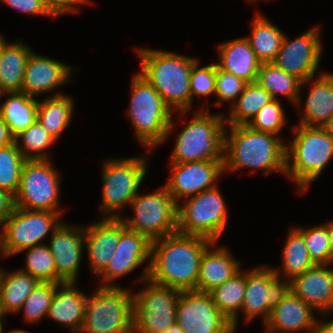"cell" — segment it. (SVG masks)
<instances>
[{
    "mask_svg": "<svg viewBox=\"0 0 333 333\" xmlns=\"http://www.w3.org/2000/svg\"><path fill=\"white\" fill-rule=\"evenodd\" d=\"M211 240L174 233L151 242L150 263L140 281L149 280L180 291L196 290L199 268Z\"/></svg>",
    "mask_w": 333,
    "mask_h": 333,
    "instance_id": "1",
    "label": "cell"
},
{
    "mask_svg": "<svg viewBox=\"0 0 333 333\" xmlns=\"http://www.w3.org/2000/svg\"><path fill=\"white\" fill-rule=\"evenodd\" d=\"M142 71L138 73L171 108L185 114L191 109L190 75L195 58L168 51L139 49Z\"/></svg>",
    "mask_w": 333,
    "mask_h": 333,
    "instance_id": "2",
    "label": "cell"
},
{
    "mask_svg": "<svg viewBox=\"0 0 333 333\" xmlns=\"http://www.w3.org/2000/svg\"><path fill=\"white\" fill-rule=\"evenodd\" d=\"M224 136V171L244 167L286 173V145L274 134L253 130L248 125H229ZM227 152V153H226Z\"/></svg>",
    "mask_w": 333,
    "mask_h": 333,
    "instance_id": "3",
    "label": "cell"
},
{
    "mask_svg": "<svg viewBox=\"0 0 333 333\" xmlns=\"http://www.w3.org/2000/svg\"><path fill=\"white\" fill-rule=\"evenodd\" d=\"M128 115L135 127L138 140L147 147L163 142L172 131L173 110L142 76L132 80V96Z\"/></svg>",
    "mask_w": 333,
    "mask_h": 333,
    "instance_id": "4",
    "label": "cell"
},
{
    "mask_svg": "<svg viewBox=\"0 0 333 333\" xmlns=\"http://www.w3.org/2000/svg\"><path fill=\"white\" fill-rule=\"evenodd\" d=\"M295 130L297 134L291 147L286 145L285 174L293 178L302 192L333 156V138L321 127L299 125Z\"/></svg>",
    "mask_w": 333,
    "mask_h": 333,
    "instance_id": "5",
    "label": "cell"
},
{
    "mask_svg": "<svg viewBox=\"0 0 333 333\" xmlns=\"http://www.w3.org/2000/svg\"><path fill=\"white\" fill-rule=\"evenodd\" d=\"M200 111L179 134L171 163L224 159L223 116Z\"/></svg>",
    "mask_w": 333,
    "mask_h": 333,
    "instance_id": "6",
    "label": "cell"
},
{
    "mask_svg": "<svg viewBox=\"0 0 333 333\" xmlns=\"http://www.w3.org/2000/svg\"><path fill=\"white\" fill-rule=\"evenodd\" d=\"M133 295L119 286L99 287L87 297L83 333H132Z\"/></svg>",
    "mask_w": 333,
    "mask_h": 333,
    "instance_id": "7",
    "label": "cell"
},
{
    "mask_svg": "<svg viewBox=\"0 0 333 333\" xmlns=\"http://www.w3.org/2000/svg\"><path fill=\"white\" fill-rule=\"evenodd\" d=\"M224 199L215 186L190 197L185 205L178 204V233L200 236L217 243L227 223Z\"/></svg>",
    "mask_w": 333,
    "mask_h": 333,
    "instance_id": "8",
    "label": "cell"
},
{
    "mask_svg": "<svg viewBox=\"0 0 333 333\" xmlns=\"http://www.w3.org/2000/svg\"><path fill=\"white\" fill-rule=\"evenodd\" d=\"M130 205L135 213L133 219L118 214L109 217H120L126 228L145 235L151 242L178 232V204L165 187L153 194H137Z\"/></svg>",
    "mask_w": 333,
    "mask_h": 333,
    "instance_id": "9",
    "label": "cell"
},
{
    "mask_svg": "<svg viewBox=\"0 0 333 333\" xmlns=\"http://www.w3.org/2000/svg\"><path fill=\"white\" fill-rule=\"evenodd\" d=\"M145 281L151 285L133 296L132 333H163L176 322L181 291L148 278Z\"/></svg>",
    "mask_w": 333,
    "mask_h": 333,
    "instance_id": "10",
    "label": "cell"
},
{
    "mask_svg": "<svg viewBox=\"0 0 333 333\" xmlns=\"http://www.w3.org/2000/svg\"><path fill=\"white\" fill-rule=\"evenodd\" d=\"M48 160L24 162L19 187L14 195L15 207L62 213L58 209L59 175Z\"/></svg>",
    "mask_w": 333,
    "mask_h": 333,
    "instance_id": "11",
    "label": "cell"
},
{
    "mask_svg": "<svg viewBox=\"0 0 333 333\" xmlns=\"http://www.w3.org/2000/svg\"><path fill=\"white\" fill-rule=\"evenodd\" d=\"M59 213L50 211L27 210L15 207L5 220L3 232L0 233L2 254L10 256L27 248L39 245L51 230L59 227L56 221Z\"/></svg>",
    "mask_w": 333,
    "mask_h": 333,
    "instance_id": "12",
    "label": "cell"
},
{
    "mask_svg": "<svg viewBox=\"0 0 333 333\" xmlns=\"http://www.w3.org/2000/svg\"><path fill=\"white\" fill-rule=\"evenodd\" d=\"M146 160V157H132L104 163L102 213L122 210L125 205L131 204L147 171Z\"/></svg>",
    "mask_w": 333,
    "mask_h": 333,
    "instance_id": "13",
    "label": "cell"
},
{
    "mask_svg": "<svg viewBox=\"0 0 333 333\" xmlns=\"http://www.w3.org/2000/svg\"><path fill=\"white\" fill-rule=\"evenodd\" d=\"M176 323L185 333H234L231 322L216 308L208 292H180Z\"/></svg>",
    "mask_w": 333,
    "mask_h": 333,
    "instance_id": "14",
    "label": "cell"
},
{
    "mask_svg": "<svg viewBox=\"0 0 333 333\" xmlns=\"http://www.w3.org/2000/svg\"><path fill=\"white\" fill-rule=\"evenodd\" d=\"M246 272V287L242 310L246 320L263 315L264 323L271 310L290 291V281H280L278 270L258 267Z\"/></svg>",
    "mask_w": 333,
    "mask_h": 333,
    "instance_id": "15",
    "label": "cell"
},
{
    "mask_svg": "<svg viewBox=\"0 0 333 333\" xmlns=\"http://www.w3.org/2000/svg\"><path fill=\"white\" fill-rule=\"evenodd\" d=\"M319 33V28L314 27L291 42L284 36L273 61L283 71L298 78L301 85L308 83L318 68L322 53Z\"/></svg>",
    "mask_w": 333,
    "mask_h": 333,
    "instance_id": "16",
    "label": "cell"
},
{
    "mask_svg": "<svg viewBox=\"0 0 333 333\" xmlns=\"http://www.w3.org/2000/svg\"><path fill=\"white\" fill-rule=\"evenodd\" d=\"M171 177L165 188L178 204L182 197L194 196L216 185L224 170L223 160L171 163ZM213 184V185H212Z\"/></svg>",
    "mask_w": 333,
    "mask_h": 333,
    "instance_id": "17",
    "label": "cell"
},
{
    "mask_svg": "<svg viewBox=\"0 0 333 333\" xmlns=\"http://www.w3.org/2000/svg\"><path fill=\"white\" fill-rule=\"evenodd\" d=\"M151 255V241L136 231L125 227L121 219V235L107 267L100 273L107 284L102 287H114L113 279L126 275ZM110 283V284H108Z\"/></svg>",
    "mask_w": 333,
    "mask_h": 333,
    "instance_id": "18",
    "label": "cell"
},
{
    "mask_svg": "<svg viewBox=\"0 0 333 333\" xmlns=\"http://www.w3.org/2000/svg\"><path fill=\"white\" fill-rule=\"evenodd\" d=\"M84 242V228L61 224L51 236L50 251L54 257L56 283L76 282Z\"/></svg>",
    "mask_w": 333,
    "mask_h": 333,
    "instance_id": "19",
    "label": "cell"
},
{
    "mask_svg": "<svg viewBox=\"0 0 333 333\" xmlns=\"http://www.w3.org/2000/svg\"><path fill=\"white\" fill-rule=\"evenodd\" d=\"M290 290L313 309H333V270L315 265L290 281Z\"/></svg>",
    "mask_w": 333,
    "mask_h": 333,
    "instance_id": "20",
    "label": "cell"
},
{
    "mask_svg": "<svg viewBox=\"0 0 333 333\" xmlns=\"http://www.w3.org/2000/svg\"><path fill=\"white\" fill-rule=\"evenodd\" d=\"M71 67L32 51L24 71L21 92L33 97L48 91L69 80Z\"/></svg>",
    "mask_w": 333,
    "mask_h": 333,
    "instance_id": "21",
    "label": "cell"
},
{
    "mask_svg": "<svg viewBox=\"0 0 333 333\" xmlns=\"http://www.w3.org/2000/svg\"><path fill=\"white\" fill-rule=\"evenodd\" d=\"M120 235V217H107L103 221L84 228V243L86 242L91 267L97 275L110 262Z\"/></svg>",
    "mask_w": 333,
    "mask_h": 333,
    "instance_id": "22",
    "label": "cell"
},
{
    "mask_svg": "<svg viewBox=\"0 0 333 333\" xmlns=\"http://www.w3.org/2000/svg\"><path fill=\"white\" fill-rule=\"evenodd\" d=\"M312 310L311 306L290 290L284 299L272 308L270 316L264 324L269 333L282 330L293 333L303 329L317 333L318 322L313 317Z\"/></svg>",
    "mask_w": 333,
    "mask_h": 333,
    "instance_id": "23",
    "label": "cell"
},
{
    "mask_svg": "<svg viewBox=\"0 0 333 333\" xmlns=\"http://www.w3.org/2000/svg\"><path fill=\"white\" fill-rule=\"evenodd\" d=\"M220 59L216 65L246 83L257 81L261 62L256 58L246 38L235 39L219 45Z\"/></svg>",
    "mask_w": 333,
    "mask_h": 333,
    "instance_id": "24",
    "label": "cell"
},
{
    "mask_svg": "<svg viewBox=\"0 0 333 333\" xmlns=\"http://www.w3.org/2000/svg\"><path fill=\"white\" fill-rule=\"evenodd\" d=\"M75 282H62L56 287L55 295L47 316L67 325L73 331H80L84 322L87 296L75 288ZM61 290L57 291L58 289Z\"/></svg>",
    "mask_w": 333,
    "mask_h": 333,
    "instance_id": "25",
    "label": "cell"
},
{
    "mask_svg": "<svg viewBox=\"0 0 333 333\" xmlns=\"http://www.w3.org/2000/svg\"><path fill=\"white\" fill-rule=\"evenodd\" d=\"M208 247L201 259L196 290L210 292L222 285L240 271L235 261L224 247L210 251Z\"/></svg>",
    "mask_w": 333,
    "mask_h": 333,
    "instance_id": "26",
    "label": "cell"
},
{
    "mask_svg": "<svg viewBox=\"0 0 333 333\" xmlns=\"http://www.w3.org/2000/svg\"><path fill=\"white\" fill-rule=\"evenodd\" d=\"M300 125L321 127L333 115V75L320 74L306 99ZM304 115V116H303Z\"/></svg>",
    "mask_w": 333,
    "mask_h": 333,
    "instance_id": "27",
    "label": "cell"
},
{
    "mask_svg": "<svg viewBox=\"0 0 333 333\" xmlns=\"http://www.w3.org/2000/svg\"><path fill=\"white\" fill-rule=\"evenodd\" d=\"M31 50L23 42L3 45L0 54V97L6 92H21L24 71Z\"/></svg>",
    "mask_w": 333,
    "mask_h": 333,
    "instance_id": "28",
    "label": "cell"
},
{
    "mask_svg": "<svg viewBox=\"0 0 333 333\" xmlns=\"http://www.w3.org/2000/svg\"><path fill=\"white\" fill-rule=\"evenodd\" d=\"M11 96L0 105V117L13 136L29 128L37 120L38 102L23 92H8Z\"/></svg>",
    "mask_w": 333,
    "mask_h": 333,
    "instance_id": "29",
    "label": "cell"
},
{
    "mask_svg": "<svg viewBox=\"0 0 333 333\" xmlns=\"http://www.w3.org/2000/svg\"><path fill=\"white\" fill-rule=\"evenodd\" d=\"M74 109L73 100L62 93L38 102L37 121L46 131L57 139L71 120Z\"/></svg>",
    "mask_w": 333,
    "mask_h": 333,
    "instance_id": "30",
    "label": "cell"
},
{
    "mask_svg": "<svg viewBox=\"0 0 333 333\" xmlns=\"http://www.w3.org/2000/svg\"><path fill=\"white\" fill-rule=\"evenodd\" d=\"M40 282L23 271L7 274L0 278V299L5 313L18 312L21 306Z\"/></svg>",
    "mask_w": 333,
    "mask_h": 333,
    "instance_id": "31",
    "label": "cell"
},
{
    "mask_svg": "<svg viewBox=\"0 0 333 333\" xmlns=\"http://www.w3.org/2000/svg\"><path fill=\"white\" fill-rule=\"evenodd\" d=\"M246 287V273L238 272L222 285L210 291L216 308L231 322L236 330L238 311L242 309Z\"/></svg>",
    "mask_w": 333,
    "mask_h": 333,
    "instance_id": "32",
    "label": "cell"
},
{
    "mask_svg": "<svg viewBox=\"0 0 333 333\" xmlns=\"http://www.w3.org/2000/svg\"><path fill=\"white\" fill-rule=\"evenodd\" d=\"M252 36H246L256 58L261 62H273L281 49L284 34L278 27L257 14L253 21Z\"/></svg>",
    "mask_w": 333,
    "mask_h": 333,
    "instance_id": "33",
    "label": "cell"
},
{
    "mask_svg": "<svg viewBox=\"0 0 333 333\" xmlns=\"http://www.w3.org/2000/svg\"><path fill=\"white\" fill-rule=\"evenodd\" d=\"M256 82L265 88L273 99L276 100V96L282 94L288 97V101H293L299 106L301 101L299 93L302 82L295 76L283 71L275 63H261Z\"/></svg>",
    "mask_w": 333,
    "mask_h": 333,
    "instance_id": "34",
    "label": "cell"
},
{
    "mask_svg": "<svg viewBox=\"0 0 333 333\" xmlns=\"http://www.w3.org/2000/svg\"><path fill=\"white\" fill-rule=\"evenodd\" d=\"M271 94L257 82L247 83L240 94L239 100L231 107L229 119L225 121L228 125H248L256 116L258 111L272 101Z\"/></svg>",
    "mask_w": 333,
    "mask_h": 333,
    "instance_id": "35",
    "label": "cell"
},
{
    "mask_svg": "<svg viewBox=\"0 0 333 333\" xmlns=\"http://www.w3.org/2000/svg\"><path fill=\"white\" fill-rule=\"evenodd\" d=\"M282 258L283 274L289 281L315 266L309 256L304 237L296 228L291 229L288 235Z\"/></svg>",
    "mask_w": 333,
    "mask_h": 333,
    "instance_id": "36",
    "label": "cell"
},
{
    "mask_svg": "<svg viewBox=\"0 0 333 333\" xmlns=\"http://www.w3.org/2000/svg\"><path fill=\"white\" fill-rule=\"evenodd\" d=\"M27 159L16 147L15 142L0 148V188L13 196L16 194L21 170Z\"/></svg>",
    "mask_w": 333,
    "mask_h": 333,
    "instance_id": "37",
    "label": "cell"
},
{
    "mask_svg": "<svg viewBox=\"0 0 333 333\" xmlns=\"http://www.w3.org/2000/svg\"><path fill=\"white\" fill-rule=\"evenodd\" d=\"M19 138L22 139L24 149L19 145ZM55 141L56 139L51 136L37 120L29 128L14 136L16 147L27 160L48 159V157L40 151L45 150Z\"/></svg>",
    "mask_w": 333,
    "mask_h": 333,
    "instance_id": "38",
    "label": "cell"
},
{
    "mask_svg": "<svg viewBox=\"0 0 333 333\" xmlns=\"http://www.w3.org/2000/svg\"><path fill=\"white\" fill-rule=\"evenodd\" d=\"M26 253V270L25 273L33 276L39 282H55L56 268L54 257L50 251L49 244H39L25 249Z\"/></svg>",
    "mask_w": 333,
    "mask_h": 333,
    "instance_id": "39",
    "label": "cell"
},
{
    "mask_svg": "<svg viewBox=\"0 0 333 333\" xmlns=\"http://www.w3.org/2000/svg\"><path fill=\"white\" fill-rule=\"evenodd\" d=\"M58 284L55 282H40L35 287L21 306V309L24 308L27 322L33 323L40 320L41 317L47 316Z\"/></svg>",
    "mask_w": 333,
    "mask_h": 333,
    "instance_id": "40",
    "label": "cell"
},
{
    "mask_svg": "<svg viewBox=\"0 0 333 333\" xmlns=\"http://www.w3.org/2000/svg\"><path fill=\"white\" fill-rule=\"evenodd\" d=\"M304 237L309 256L315 265L331 263V251L327 226L320 225L311 228H296Z\"/></svg>",
    "mask_w": 333,
    "mask_h": 333,
    "instance_id": "41",
    "label": "cell"
},
{
    "mask_svg": "<svg viewBox=\"0 0 333 333\" xmlns=\"http://www.w3.org/2000/svg\"><path fill=\"white\" fill-rule=\"evenodd\" d=\"M285 118L282 105L277 99H273L258 111L248 126L256 131L277 135L285 123Z\"/></svg>",
    "mask_w": 333,
    "mask_h": 333,
    "instance_id": "42",
    "label": "cell"
},
{
    "mask_svg": "<svg viewBox=\"0 0 333 333\" xmlns=\"http://www.w3.org/2000/svg\"><path fill=\"white\" fill-rule=\"evenodd\" d=\"M198 61L193 65L190 75L191 103L194 95H210L215 93L216 63L198 68Z\"/></svg>",
    "mask_w": 333,
    "mask_h": 333,
    "instance_id": "43",
    "label": "cell"
},
{
    "mask_svg": "<svg viewBox=\"0 0 333 333\" xmlns=\"http://www.w3.org/2000/svg\"><path fill=\"white\" fill-rule=\"evenodd\" d=\"M246 84L242 79L216 65L215 94L222 102L236 99L243 92Z\"/></svg>",
    "mask_w": 333,
    "mask_h": 333,
    "instance_id": "44",
    "label": "cell"
},
{
    "mask_svg": "<svg viewBox=\"0 0 333 333\" xmlns=\"http://www.w3.org/2000/svg\"><path fill=\"white\" fill-rule=\"evenodd\" d=\"M12 8L20 12L33 15H49L55 16L41 0H3Z\"/></svg>",
    "mask_w": 333,
    "mask_h": 333,
    "instance_id": "45",
    "label": "cell"
},
{
    "mask_svg": "<svg viewBox=\"0 0 333 333\" xmlns=\"http://www.w3.org/2000/svg\"><path fill=\"white\" fill-rule=\"evenodd\" d=\"M45 6L55 15L68 12H77L76 4L89 3V0H41Z\"/></svg>",
    "mask_w": 333,
    "mask_h": 333,
    "instance_id": "46",
    "label": "cell"
},
{
    "mask_svg": "<svg viewBox=\"0 0 333 333\" xmlns=\"http://www.w3.org/2000/svg\"><path fill=\"white\" fill-rule=\"evenodd\" d=\"M14 208V196L0 188V225L4 224Z\"/></svg>",
    "mask_w": 333,
    "mask_h": 333,
    "instance_id": "47",
    "label": "cell"
},
{
    "mask_svg": "<svg viewBox=\"0 0 333 333\" xmlns=\"http://www.w3.org/2000/svg\"><path fill=\"white\" fill-rule=\"evenodd\" d=\"M14 142V136L10 133L8 125L0 117V148Z\"/></svg>",
    "mask_w": 333,
    "mask_h": 333,
    "instance_id": "48",
    "label": "cell"
},
{
    "mask_svg": "<svg viewBox=\"0 0 333 333\" xmlns=\"http://www.w3.org/2000/svg\"><path fill=\"white\" fill-rule=\"evenodd\" d=\"M327 226V233L329 237L330 251H331V263H333V221L330 222Z\"/></svg>",
    "mask_w": 333,
    "mask_h": 333,
    "instance_id": "49",
    "label": "cell"
},
{
    "mask_svg": "<svg viewBox=\"0 0 333 333\" xmlns=\"http://www.w3.org/2000/svg\"><path fill=\"white\" fill-rule=\"evenodd\" d=\"M317 333H333V321L319 325Z\"/></svg>",
    "mask_w": 333,
    "mask_h": 333,
    "instance_id": "50",
    "label": "cell"
},
{
    "mask_svg": "<svg viewBox=\"0 0 333 333\" xmlns=\"http://www.w3.org/2000/svg\"><path fill=\"white\" fill-rule=\"evenodd\" d=\"M321 128L333 138V115L321 126Z\"/></svg>",
    "mask_w": 333,
    "mask_h": 333,
    "instance_id": "51",
    "label": "cell"
},
{
    "mask_svg": "<svg viewBox=\"0 0 333 333\" xmlns=\"http://www.w3.org/2000/svg\"><path fill=\"white\" fill-rule=\"evenodd\" d=\"M163 333H185L183 329L175 322L169 329Z\"/></svg>",
    "mask_w": 333,
    "mask_h": 333,
    "instance_id": "52",
    "label": "cell"
},
{
    "mask_svg": "<svg viewBox=\"0 0 333 333\" xmlns=\"http://www.w3.org/2000/svg\"><path fill=\"white\" fill-rule=\"evenodd\" d=\"M6 43V41L4 40V38L0 35V54H1V51H2V47L3 45Z\"/></svg>",
    "mask_w": 333,
    "mask_h": 333,
    "instance_id": "53",
    "label": "cell"
},
{
    "mask_svg": "<svg viewBox=\"0 0 333 333\" xmlns=\"http://www.w3.org/2000/svg\"><path fill=\"white\" fill-rule=\"evenodd\" d=\"M9 333H28V332L23 331V330H12Z\"/></svg>",
    "mask_w": 333,
    "mask_h": 333,
    "instance_id": "54",
    "label": "cell"
},
{
    "mask_svg": "<svg viewBox=\"0 0 333 333\" xmlns=\"http://www.w3.org/2000/svg\"><path fill=\"white\" fill-rule=\"evenodd\" d=\"M2 316H4V312L2 310L1 299H0V318H3Z\"/></svg>",
    "mask_w": 333,
    "mask_h": 333,
    "instance_id": "55",
    "label": "cell"
},
{
    "mask_svg": "<svg viewBox=\"0 0 333 333\" xmlns=\"http://www.w3.org/2000/svg\"><path fill=\"white\" fill-rule=\"evenodd\" d=\"M3 327H2V318H0V333H3L2 331H3V329H2Z\"/></svg>",
    "mask_w": 333,
    "mask_h": 333,
    "instance_id": "56",
    "label": "cell"
}]
</instances>
